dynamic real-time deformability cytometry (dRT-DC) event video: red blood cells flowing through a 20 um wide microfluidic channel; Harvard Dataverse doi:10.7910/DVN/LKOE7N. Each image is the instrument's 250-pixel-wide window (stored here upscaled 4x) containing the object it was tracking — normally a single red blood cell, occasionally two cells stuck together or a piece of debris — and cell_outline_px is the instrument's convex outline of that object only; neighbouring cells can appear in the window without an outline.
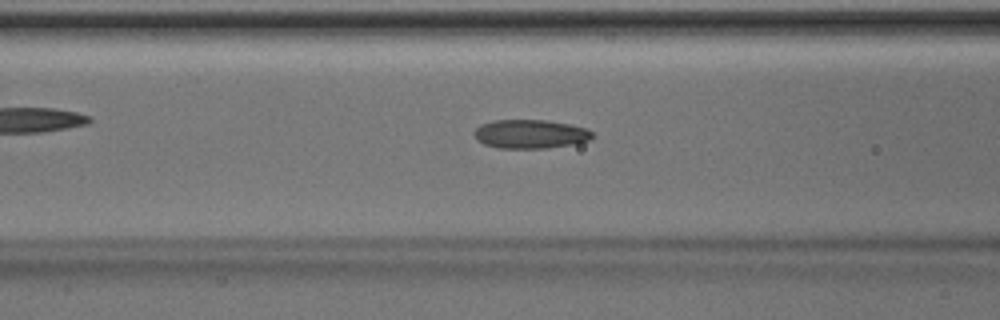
{"species": "Egyptian fruit bat (a non-hibernating species)", "species_latin": "Rousettus aegyptiacus", "temperature_condition": "room temperature", "stored_images_in_passage": 48, "camera_frame_rate_fps": 3000, "um_per_image_px": 0.085, "animal": {"sex": "male"}, "frame": {"image": 1, "passage_image": 19, "time_ms": 6.0, "image_size_px": [1000, 320], "cell_outline_px": [[592, 140], [548, 148], [500, 148], [484, 144], [476, 140], [472, 132], [480, 124], [492, 120], [548, 120], [568, 124], [584, 128], [592, 132]], "centroid_in_image_um": [45.02, 11.39], "position_along_channel_um": 121.6, "area_um2": 19.88}}
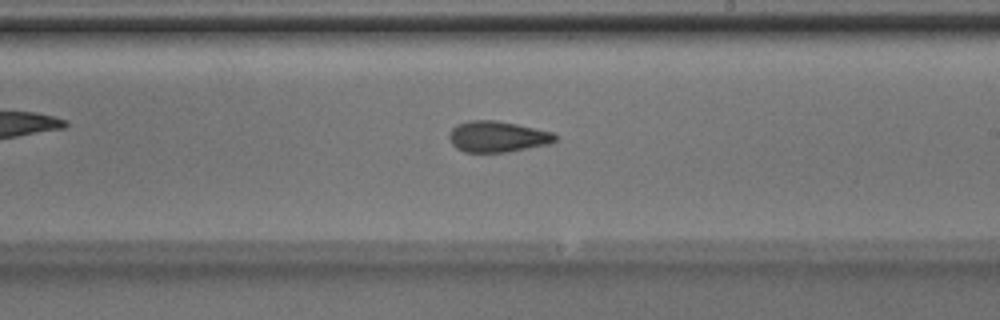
{"frame": {"image": 2, "passage_image": 28, "time_ms": 9.0, "image_size_px": [1000, 320], "cell_outline_px": [[556, 140], [552, 144], [508, 152], [464, 152], [456, 148], [452, 144], [448, 136], [448, 132], [456, 124], [468, 120], [496, 120], [516, 124], [552, 132], [556, 136]], "centroid_in_image_um": [42.26, 11.62], "position_along_channel_um": 246.7, "area_um2": 19.36}}
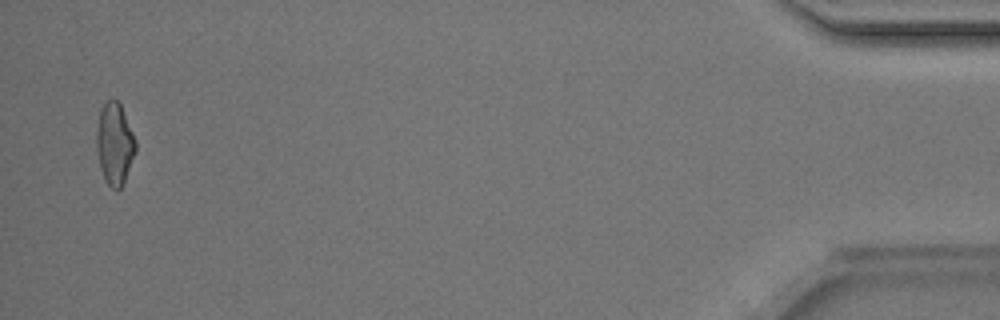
{"frame": {"image": 3, "passage_image": 47, "time_ms": 15.333, "image_size_px": [1000, 320], "cell_outline_px": [[136, 152], [124, 180], [120, 188], [116, 192], [108, 184], [100, 168], [96, 148], [96, 132], [100, 108], [108, 100], [116, 100], [120, 104], [136, 140]], "centroid_in_image_um": [9.73, 12.22], "position_along_channel_um": 425.5, "area_um2": 18.5}}